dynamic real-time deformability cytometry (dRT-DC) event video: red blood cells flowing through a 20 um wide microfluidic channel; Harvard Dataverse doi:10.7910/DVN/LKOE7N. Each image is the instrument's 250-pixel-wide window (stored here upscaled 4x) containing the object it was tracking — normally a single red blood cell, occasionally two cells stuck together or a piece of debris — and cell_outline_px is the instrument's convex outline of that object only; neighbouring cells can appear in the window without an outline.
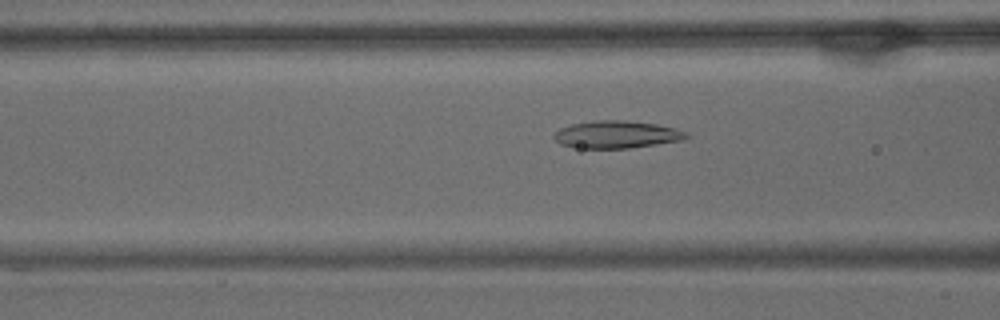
{"species": "common noctule bat (a hibernating species)", "species_latin": "Nyctalus noctula", "temperature_condition": "warm", "stored_images_in_passage": 56, "camera_frame_rate_fps": 3000, "um_per_image_px": 0.085, "animal": {"sex": "male", "body_mass_g": 15.6}, "frame": {"image": 1, "passage_image": 21, "time_ms": 6.667, "image_size_px": [1000, 320], "cell_outline_px": [[692, 136], [684, 140], [628, 148], [580, 148], [560, 144], [552, 136], [560, 128], [572, 124], [592, 120], [624, 120], [656, 124], [676, 128], [688, 132]], "centroid_in_image_um": [52.46, 11.43], "position_along_channel_um": 114.1, "area_um2": 21.27}}
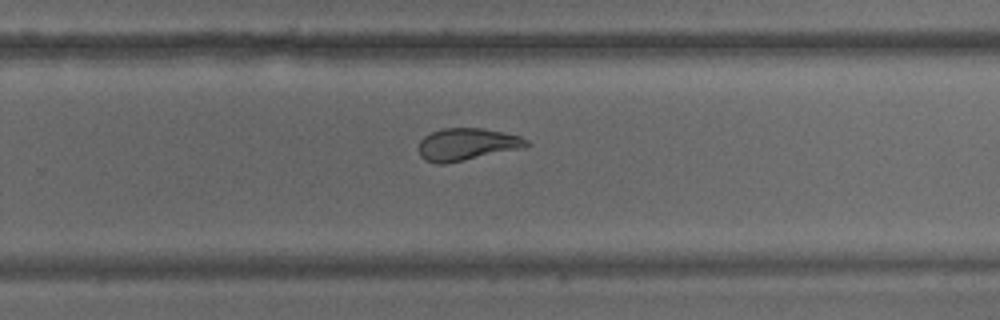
{"frame": {"image": 2, "passage_image": 36, "time_ms": 11.667, "image_size_px": [1000, 320], "cell_outline_px": [[532, 144], [524, 148], [444, 164], [436, 164], [424, 160], [420, 156], [416, 148], [420, 140], [424, 136], [432, 132], [444, 128], [484, 128], [520, 136], [528, 140]], "centroid_in_image_um": [39.66, 12.27], "position_along_channel_um": 290.1, "area_um2": 20.52}}
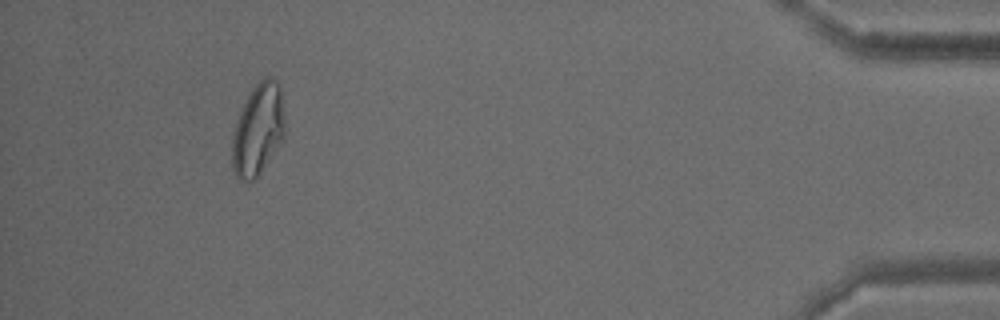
{"frame": {"image": 3, "passage_image": 52, "time_ms": 17.0, "image_size_px": [1000, 320], "cell_outline_px": [[284, 136], [260, 172], [252, 180], [240, 180], [236, 176], [232, 168], [232, 136], [236, 120], [252, 88], [264, 76], [268, 76], [276, 80], [280, 88], [284, 112]], "centroid_in_image_um": [21.92, 10.98], "position_along_channel_um": 413.3, "area_um2": 27.74}, "authors_computed_cell_mechanics": {"area_um2": 23.5824, "velocity_mm_per_s": 3.5183, "shape_relaxation_time_tau1_ms": null, "shape_relaxation_time_tau2_ms": 2.0733, "deformation_change_tau1": null, "deformation_change_tau2": 0.0864}}